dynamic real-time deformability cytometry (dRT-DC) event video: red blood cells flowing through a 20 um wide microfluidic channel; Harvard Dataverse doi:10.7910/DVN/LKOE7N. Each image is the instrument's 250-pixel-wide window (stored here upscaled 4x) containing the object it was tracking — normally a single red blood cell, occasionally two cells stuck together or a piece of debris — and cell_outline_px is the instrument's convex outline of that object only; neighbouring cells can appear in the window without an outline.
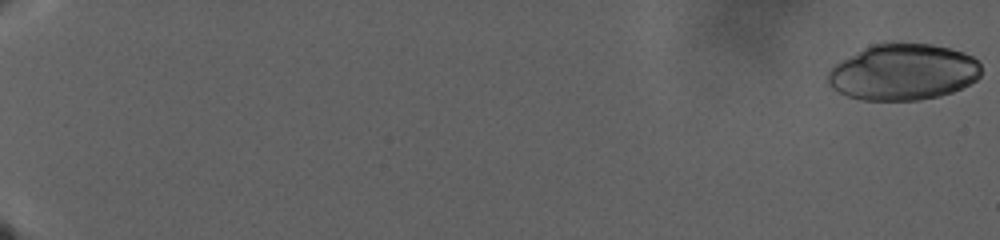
{"species": "human", "species_latin": "Homo sapiens", "temperature_condition": "warm", "stored_images_in_passage": 128, "camera_frame_rate_fps": 3000, "um_per_image_px": 0.085, "donor": {"sex": "male"}, "frame": {"image": 1, "passage_image": 1, "time_ms": 0.0, "image_size_px": [1000, 240], "cell_outline_px": [[980, 76], [976, 80], [952, 92], [940, 96], [920, 100], [864, 100], [848, 96], [832, 88], [828, 84], [828, 72], [836, 64], [864, 48], [872, 44], [884, 40], [932, 44], [964, 52], [972, 56], [980, 64]], "centroid_in_image_um": [76.77, 6.1], "position_along_channel_um": 8.2, "area_um2": 50.58}}
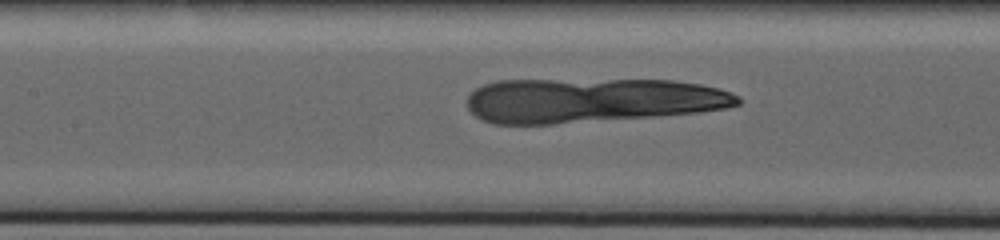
{"frame": {"image": 2, "passage_image": 70, "time_ms": 23.0, "image_size_px": [1000, 240], "cell_outline_px": [[744, 100], [740, 104], [728, 108], [700, 112], [652, 116], [552, 124], [492, 124], [480, 120], [468, 108], [468, 96], [476, 88], [484, 84], [496, 80], [672, 80], [700, 84], [720, 88], [732, 92], [740, 96]], "centroid_in_image_um": [50.32, 8.52], "position_along_channel_um": 157.1, "area_um2": 70.63}}
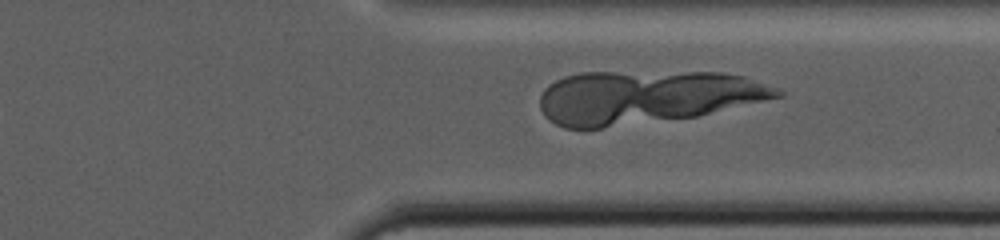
{"frame": {"image": 3, "passage_image": 104, "time_ms": 34.333, "image_size_px": [1000, 240], "cell_outline_px": [[784, 96], [696, 116], [600, 128], [564, 128], [548, 120], [544, 116], [540, 108], [540, 96], [544, 88], [548, 84], [564, 76], [580, 72], [720, 72], [744, 76], [776, 88], [784, 92]], "centroid_in_image_um": [54.88, 8.24], "position_along_channel_um": 356.5, "area_um2": 73.52}}